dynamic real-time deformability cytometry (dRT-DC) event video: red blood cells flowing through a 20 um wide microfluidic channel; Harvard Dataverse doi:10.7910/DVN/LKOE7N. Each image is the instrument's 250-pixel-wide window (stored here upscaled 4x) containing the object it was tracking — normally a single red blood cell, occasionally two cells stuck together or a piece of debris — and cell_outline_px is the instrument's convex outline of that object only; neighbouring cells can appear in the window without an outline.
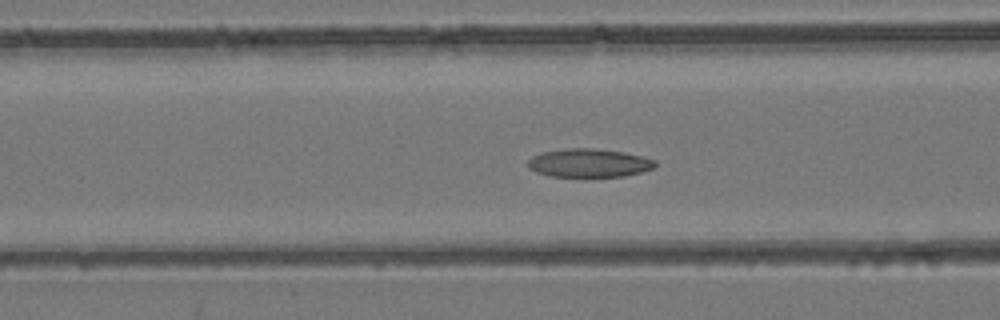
{"species": "common noctule bat (a hibernating species)", "species_latin": "Nyctalus noctula", "temperature_condition": "room temperature", "stored_images_in_passage": 48, "camera_frame_rate_fps": 3000, "um_per_image_px": 0.085, "animal": {"sex": "female", "body_mass_g": 24.6, "forearm_length_mm": 56.2}, "frame": {"image": 1, "passage_image": 16, "time_ms": 5.0, "image_size_px": [1000, 320], "cell_outline_px": [[656, 164], [652, 168], [640, 172], [624, 176], [548, 176], [536, 172], [528, 168], [528, 160], [532, 156], [540, 152], [568, 148], [596, 148], [624, 152], [656, 160]], "centroid_in_image_um": [50.02, 13.84], "position_along_channel_um": 116.6, "area_um2": 21.04}}
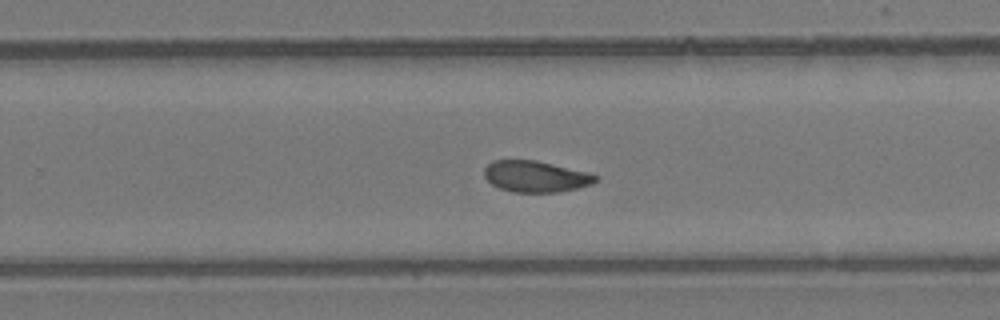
{"frame": {"image": 2, "passage_image": 29, "time_ms": 9.333, "image_size_px": [1000, 320], "cell_outline_px": [[596, 180], [592, 184], [576, 188], [556, 192], [512, 192], [500, 188], [492, 184], [484, 176], [484, 168], [492, 160], [536, 160], [584, 172], [596, 176]], "centroid_in_image_um": [45.45, 15.0], "position_along_channel_um": 284.3, "area_um2": 19.88}}
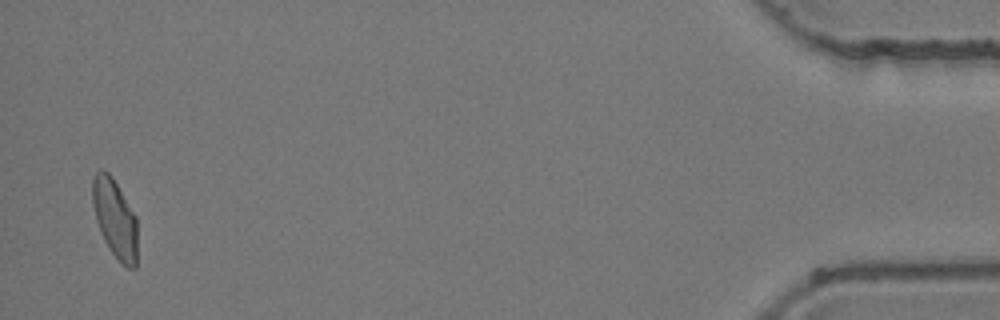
{"frame": {"image": 3, "passage_image": 47, "time_ms": 15.333, "image_size_px": [1000, 320], "cell_outline_px": [[136, 268], [128, 268], [120, 264], [104, 240], [96, 220], [92, 204], [92, 180], [96, 172], [100, 168], [104, 168], [112, 176], [136, 216]], "centroid_in_image_um": [9.75, 18.55], "position_along_channel_um": 425.4, "area_um2": 20.63}, "authors_computed_cell_mechanics": {"area_um2": 20.9236, "velocity_mm_per_s": 3.8789, "shape_relaxation_time_tau1_ms": null, "shape_relaxation_time_tau2_ms": 3.07, "deformation_change_tau1": null, "deformation_change_tau2": 0.085}}